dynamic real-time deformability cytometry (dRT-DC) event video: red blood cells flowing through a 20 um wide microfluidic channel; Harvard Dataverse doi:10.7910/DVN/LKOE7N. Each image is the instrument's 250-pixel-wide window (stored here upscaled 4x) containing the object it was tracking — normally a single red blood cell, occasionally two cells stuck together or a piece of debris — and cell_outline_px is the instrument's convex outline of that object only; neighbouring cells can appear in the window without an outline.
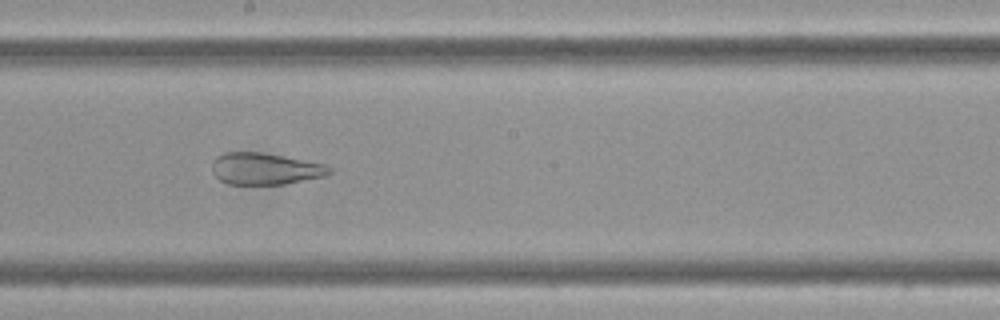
{"species": "Egyptian fruit bat (a non-hibernating species)", "species_latin": "Rousettus aegyptiacus", "temperature_condition": "cold", "stored_images_in_passage": 59, "camera_frame_rate_fps": 3000, "um_per_image_px": 0.085, "frame": {"image": 1, "passage_image": 33, "time_ms": 10.667, "image_size_px": [1000, 320], "cell_outline_px": [[332, 172], [324, 176], [284, 184], [228, 184], [220, 180], [212, 172], [212, 160], [216, 156], [224, 152], [260, 152], [324, 164], [332, 168]], "centroid_in_image_um": [22.49, 14.34], "position_along_channel_um": 225.7, "area_um2": 21.56}}
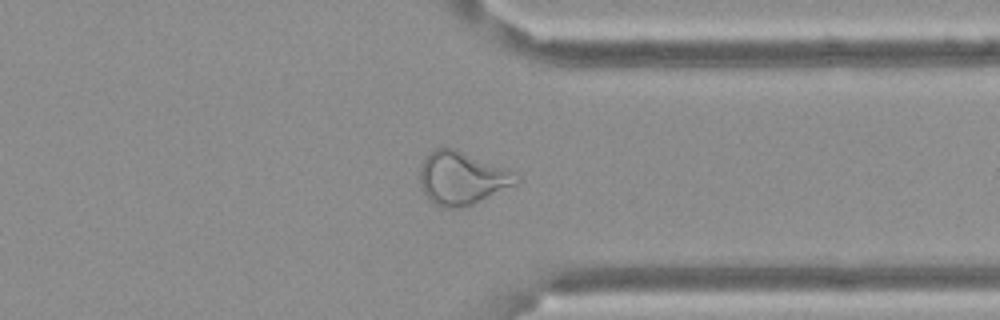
{"frame": {"image": 2, "passage_image": 46, "time_ms": 15.0, "image_size_px": [1000, 320], "cell_outline_px": [[520, 180], [516, 184], [464, 208], [444, 208], [436, 204], [420, 188], [420, 164], [428, 152], [436, 148], [456, 148], [512, 172], [520, 176]], "centroid_in_image_um": [39.22, 15.14], "position_along_channel_um": 372.2, "area_um2": 29.54}}
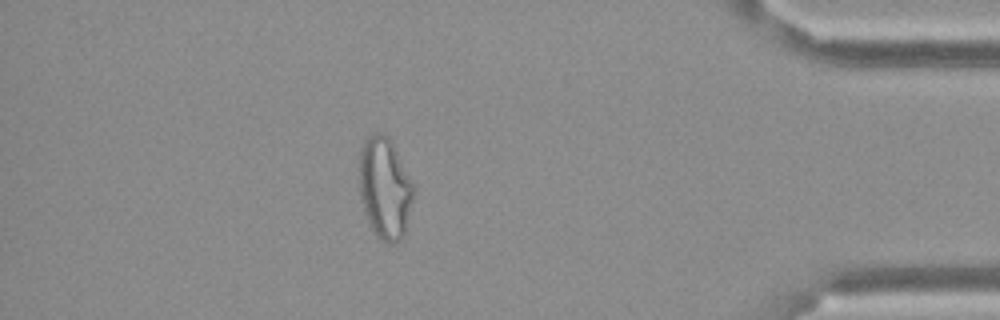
{"frame": {"image": 3, "passage_image": 52, "time_ms": 17.0, "image_size_px": [1000, 320], "cell_outline_px": [[416, 188], [404, 232], [400, 240], [396, 244], [388, 244], [376, 236], [364, 212], [360, 196], [360, 148], [364, 140], [368, 136], [376, 132], [380, 132], [388, 136], [412, 180]], "centroid_in_image_um": [32.72, 15.99], "position_along_channel_um": 402.5, "area_um2": 32.08}}